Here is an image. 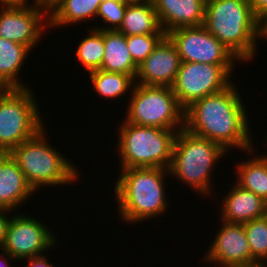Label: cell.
Instances as JSON below:
<instances>
[{
	"label": "cell",
	"mask_w": 267,
	"mask_h": 267,
	"mask_svg": "<svg viewBox=\"0 0 267 267\" xmlns=\"http://www.w3.org/2000/svg\"><path fill=\"white\" fill-rule=\"evenodd\" d=\"M235 85L232 82L224 90L197 100L187 107L184 111V128L218 143L226 151L234 147L245 153L248 151L249 155L255 149L253 135L250 133L244 101Z\"/></svg>",
	"instance_id": "obj_1"
},
{
	"label": "cell",
	"mask_w": 267,
	"mask_h": 267,
	"mask_svg": "<svg viewBox=\"0 0 267 267\" xmlns=\"http://www.w3.org/2000/svg\"><path fill=\"white\" fill-rule=\"evenodd\" d=\"M204 28L240 60L256 57L262 24L254 17L249 0H206Z\"/></svg>",
	"instance_id": "obj_2"
},
{
	"label": "cell",
	"mask_w": 267,
	"mask_h": 267,
	"mask_svg": "<svg viewBox=\"0 0 267 267\" xmlns=\"http://www.w3.org/2000/svg\"><path fill=\"white\" fill-rule=\"evenodd\" d=\"M121 170L113 188V196L117 200L122 221L136 224L166 214L169 202L164 179L170 174L169 169L149 167Z\"/></svg>",
	"instance_id": "obj_3"
},
{
	"label": "cell",
	"mask_w": 267,
	"mask_h": 267,
	"mask_svg": "<svg viewBox=\"0 0 267 267\" xmlns=\"http://www.w3.org/2000/svg\"><path fill=\"white\" fill-rule=\"evenodd\" d=\"M226 152L218 143L183 128L175 136L169 176H175L195 192L209 197L211 192L214 194L212 169Z\"/></svg>",
	"instance_id": "obj_4"
},
{
	"label": "cell",
	"mask_w": 267,
	"mask_h": 267,
	"mask_svg": "<svg viewBox=\"0 0 267 267\" xmlns=\"http://www.w3.org/2000/svg\"><path fill=\"white\" fill-rule=\"evenodd\" d=\"M47 128L17 146L11 155L16 159L27 182L37 192L42 186H59L79 181L80 171L47 141Z\"/></svg>",
	"instance_id": "obj_5"
},
{
	"label": "cell",
	"mask_w": 267,
	"mask_h": 267,
	"mask_svg": "<svg viewBox=\"0 0 267 267\" xmlns=\"http://www.w3.org/2000/svg\"><path fill=\"white\" fill-rule=\"evenodd\" d=\"M123 121L119 124L118 144H116L121 169L149 167L169 169L177 132Z\"/></svg>",
	"instance_id": "obj_6"
},
{
	"label": "cell",
	"mask_w": 267,
	"mask_h": 267,
	"mask_svg": "<svg viewBox=\"0 0 267 267\" xmlns=\"http://www.w3.org/2000/svg\"><path fill=\"white\" fill-rule=\"evenodd\" d=\"M32 92L30 87L8 88L1 95L0 153H11L45 127Z\"/></svg>",
	"instance_id": "obj_7"
},
{
	"label": "cell",
	"mask_w": 267,
	"mask_h": 267,
	"mask_svg": "<svg viewBox=\"0 0 267 267\" xmlns=\"http://www.w3.org/2000/svg\"><path fill=\"white\" fill-rule=\"evenodd\" d=\"M130 94L124 118L126 122L176 132L184 128L185 110L180 106L172 87L135 83Z\"/></svg>",
	"instance_id": "obj_8"
},
{
	"label": "cell",
	"mask_w": 267,
	"mask_h": 267,
	"mask_svg": "<svg viewBox=\"0 0 267 267\" xmlns=\"http://www.w3.org/2000/svg\"><path fill=\"white\" fill-rule=\"evenodd\" d=\"M235 65L181 62L172 86L174 95L185 110L193 102L227 88Z\"/></svg>",
	"instance_id": "obj_9"
},
{
	"label": "cell",
	"mask_w": 267,
	"mask_h": 267,
	"mask_svg": "<svg viewBox=\"0 0 267 267\" xmlns=\"http://www.w3.org/2000/svg\"><path fill=\"white\" fill-rule=\"evenodd\" d=\"M175 44L181 62L236 65L240 60L203 25L183 27L166 34ZM235 63V64H234Z\"/></svg>",
	"instance_id": "obj_10"
},
{
	"label": "cell",
	"mask_w": 267,
	"mask_h": 267,
	"mask_svg": "<svg viewBox=\"0 0 267 267\" xmlns=\"http://www.w3.org/2000/svg\"><path fill=\"white\" fill-rule=\"evenodd\" d=\"M48 226L32 216L17 214L10 217L2 251L7 252L15 261L45 254L57 243L54 233Z\"/></svg>",
	"instance_id": "obj_11"
},
{
	"label": "cell",
	"mask_w": 267,
	"mask_h": 267,
	"mask_svg": "<svg viewBox=\"0 0 267 267\" xmlns=\"http://www.w3.org/2000/svg\"><path fill=\"white\" fill-rule=\"evenodd\" d=\"M45 28L49 29V6L43 2L29 7L0 9V37L23 44L31 51L46 33Z\"/></svg>",
	"instance_id": "obj_12"
},
{
	"label": "cell",
	"mask_w": 267,
	"mask_h": 267,
	"mask_svg": "<svg viewBox=\"0 0 267 267\" xmlns=\"http://www.w3.org/2000/svg\"><path fill=\"white\" fill-rule=\"evenodd\" d=\"M221 222L203 259L211 265L216 264L215 267H251L252 256L244 225Z\"/></svg>",
	"instance_id": "obj_13"
},
{
	"label": "cell",
	"mask_w": 267,
	"mask_h": 267,
	"mask_svg": "<svg viewBox=\"0 0 267 267\" xmlns=\"http://www.w3.org/2000/svg\"><path fill=\"white\" fill-rule=\"evenodd\" d=\"M180 65L181 59L177 48L166 35L138 66L135 83L146 86L172 87Z\"/></svg>",
	"instance_id": "obj_14"
},
{
	"label": "cell",
	"mask_w": 267,
	"mask_h": 267,
	"mask_svg": "<svg viewBox=\"0 0 267 267\" xmlns=\"http://www.w3.org/2000/svg\"><path fill=\"white\" fill-rule=\"evenodd\" d=\"M161 28L167 34L178 28L201 26L206 0H152Z\"/></svg>",
	"instance_id": "obj_15"
},
{
	"label": "cell",
	"mask_w": 267,
	"mask_h": 267,
	"mask_svg": "<svg viewBox=\"0 0 267 267\" xmlns=\"http://www.w3.org/2000/svg\"><path fill=\"white\" fill-rule=\"evenodd\" d=\"M33 194L35 190L27 182L16 159L11 153H0V208L15 210Z\"/></svg>",
	"instance_id": "obj_16"
},
{
	"label": "cell",
	"mask_w": 267,
	"mask_h": 267,
	"mask_svg": "<svg viewBox=\"0 0 267 267\" xmlns=\"http://www.w3.org/2000/svg\"><path fill=\"white\" fill-rule=\"evenodd\" d=\"M231 187L222 199L221 221L243 224L267 214L266 201L236 183Z\"/></svg>",
	"instance_id": "obj_17"
},
{
	"label": "cell",
	"mask_w": 267,
	"mask_h": 267,
	"mask_svg": "<svg viewBox=\"0 0 267 267\" xmlns=\"http://www.w3.org/2000/svg\"><path fill=\"white\" fill-rule=\"evenodd\" d=\"M101 69L131 75L134 79L138 66L127 47L126 36L117 30H104V57Z\"/></svg>",
	"instance_id": "obj_18"
},
{
	"label": "cell",
	"mask_w": 267,
	"mask_h": 267,
	"mask_svg": "<svg viewBox=\"0 0 267 267\" xmlns=\"http://www.w3.org/2000/svg\"><path fill=\"white\" fill-rule=\"evenodd\" d=\"M102 0H54L49 5V28L70 26L95 18Z\"/></svg>",
	"instance_id": "obj_19"
},
{
	"label": "cell",
	"mask_w": 267,
	"mask_h": 267,
	"mask_svg": "<svg viewBox=\"0 0 267 267\" xmlns=\"http://www.w3.org/2000/svg\"><path fill=\"white\" fill-rule=\"evenodd\" d=\"M31 50L20 43L0 37V83L7 88H28L18 77ZM20 71V72H19Z\"/></svg>",
	"instance_id": "obj_20"
},
{
	"label": "cell",
	"mask_w": 267,
	"mask_h": 267,
	"mask_svg": "<svg viewBox=\"0 0 267 267\" xmlns=\"http://www.w3.org/2000/svg\"><path fill=\"white\" fill-rule=\"evenodd\" d=\"M117 31L125 36L166 34L160 26L153 2L127 6Z\"/></svg>",
	"instance_id": "obj_21"
},
{
	"label": "cell",
	"mask_w": 267,
	"mask_h": 267,
	"mask_svg": "<svg viewBox=\"0 0 267 267\" xmlns=\"http://www.w3.org/2000/svg\"><path fill=\"white\" fill-rule=\"evenodd\" d=\"M236 183L267 202V154L248 158L236 165Z\"/></svg>",
	"instance_id": "obj_22"
},
{
	"label": "cell",
	"mask_w": 267,
	"mask_h": 267,
	"mask_svg": "<svg viewBox=\"0 0 267 267\" xmlns=\"http://www.w3.org/2000/svg\"><path fill=\"white\" fill-rule=\"evenodd\" d=\"M89 75L94 91L106 99L125 96L126 92L132 91L135 85V79L124 73L107 72L100 69L90 72Z\"/></svg>",
	"instance_id": "obj_23"
},
{
	"label": "cell",
	"mask_w": 267,
	"mask_h": 267,
	"mask_svg": "<svg viewBox=\"0 0 267 267\" xmlns=\"http://www.w3.org/2000/svg\"><path fill=\"white\" fill-rule=\"evenodd\" d=\"M75 54L85 71L100 70L104 57V30L91 29L88 37L81 39Z\"/></svg>",
	"instance_id": "obj_24"
},
{
	"label": "cell",
	"mask_w": 267,
	"mask_h": 267,
	"mask_svg": "<svg viewBox=\"0 0 267 267\" xmlns=\"http://www.w3.org/2000/svg\"><path fill=\"white\" fill-rule=\"evenodd\" d=\"M243 225L252 256V266L256 263H267V214Z\"/></svg>",
	"instance_id": "obj_25"
},
{
	"label": "cell",
	"mask_w": 267,
	"mask_h": 267,
	"mask_svg": "<svg viewBox=\"0 0 267 267\" xmlns=\"http://www.w3.org/2000/svg\"><path fill=\"white\" fill-rule=\"evenodd\" d=\"M165 36L166 34L126 36L127 47L133 62L139 66Z\"/></svg>",
	"instance_id": "obj_26"
},
{
	"label": "cell",
	"mask_w": 267,
	"mask_h": 267,
	"mask_svg": "<svg viewBox=\"0 0 267 267\" xmlns=\"http://www.w3.org/2000/svg\"><path fill=\"white\" fill-rule=\"evenodd\" d=\"M127 5L122 0H105L99 5L96 17L102 18L107 26L93 27L97 30H118L122 24ZM110 24V25H109ZM106 26V27H105Z\"/></svg>",
	"instance_id": "obj_27"
},
{
	"label": "cell",
	"mask_w": 267,
	"mask_h": 267,
	"mask_svg": "<svg viewBox=\"0 0 267 267\" xmlns=\"http://www.w3.org/2000/svg\"><path fill=\"white\" fill-rule=\"evenodd\" d=\"M254 17L263 25L267 21V0H249Z\"/></svg>",
	"instance_id": "obj_28"
},
{
	"label": "cell",
	"mask_w": 267,
	"mask_h": 267,
	"mask_svg": "<svg viewBox=\"0 0 267 267\" xmlns=\"http://www.w3.org/2000/svg\"><path fill=\"white\" fill-rule=\"evenodd\" d=\"M9 212H11V210L0 208V247L1 248L5 242L7 225L10 220Z\"/></svg>",
	"instance_id": "obj_29"
},
{
	"label": "cell",
	"mask_w": 267,
	"mask_h": 267,
	"mask_svg": "<svg viewBox=\"0 0 267 267\" xmlns=\"http://www.w3.org/2000/svg\"><path fill=\"white\" fill-rule=\"evenodd\" d=\"M41 2L42 0H32V4L29 5V0H0L1 7H29Z\"/></svg>",
	"instance_id": "obj_30"
},
{
	"label": "cell",
	"mask_w": 267,
	"mask_h": 267,
	"mask_svg": "<svg viewBox=\"0 0 267 267\" xmlns=\"http://www.w3.org/2000/svg\"><path fill=\"white\" fill-rule=\"evenodd\" d=\"M47 257L48 256L42 254L39 256H34L23 260H25L28 263L27 267H53V265L48 262Z\"/></svg>",
	"instance_id": "obj_31"
},
{
	"label": "cell",
	"mask_w": 267,
	"mask_h": 267,
	"mask_svg": "<svg viewBox=\"0 0 267 267\" xmlns=\"http://www.w3.org/2000/svg\"><path fill=\"white\" fill-rule=\"evenodd\" d=\"M10 258V259H9ZM14 258L11 257L7 252L3 251V253L0 252V267H12L10 264V260H13Z\"/></svg>",
	"instance_id": "obj_32"
},
{
	"label": "cell",
	"mask_w": 267,
	"mask_h": 267,
	"mask_svg": "<svg viewBox=\"0 0 267 267\" xmlns=\"http://www.w3.org/2000/svg\"><path fill=\"white\" fill-rule=\"evenodd\" d=\"M125 5L133 6V5H144L147 3H152V0H122Z\"/></svg>",
	"instance_id": "obj_33"
},
{
	"label": "cell",
	"mask_w": 267,
	"mask_h": 267,
	"mask_svg": "<svg viewBox=\"0 0 267 267\" xmlns=\"http://www.w3.org/2000/svg\"><path fill=\"white\" fill-rule=\"evenodd\" d=\"M262 37L267 39V21L262 25Z\"/></svg>",
	"instance_id": "obj_34"
},
{
	"label": "cell",
	"mask_w": 267,
	"mask_h": 267,
	"mask_svg": "<svg viewBox=\"0 0 267 267\" xmlns=\"http://www.w3.org/2000/svg\"><path fill=\"white\" fill-rule=\"evenodd\" d=\"M7 89L8 88L5 85L0 83V97Z\"/></svg>",
	"instance_id": "obj_35"
},
{
	"label": "cell",
	"mask_w": 267,
	"mask_h": 267,
	"mask_svg": "<svg viewBox=\"0 0 267 267\" xmlns=\"http://www.w3.org/2000/svg\"><path fill=\"white\" fill-rule=\"evenodd\" d=\"M251 267H267V263H256Z\"/></svg>",
	"instance_id": "obj_36"
},
{
	"label": "cell",
	"mask_w": 267,
	"mask_h": 267,
	"mask_svg": "<svg viewBox=\"0 0 267 267\" xmlns=\"http://www.w3.org/2000/svg\"><path fill=\"white\" fill-rule=\"evenodd\" d=\"M54 0H42L45 5H50Z\"/></svg>",
	"instance_id": "obj_37"
}]
</instances>
